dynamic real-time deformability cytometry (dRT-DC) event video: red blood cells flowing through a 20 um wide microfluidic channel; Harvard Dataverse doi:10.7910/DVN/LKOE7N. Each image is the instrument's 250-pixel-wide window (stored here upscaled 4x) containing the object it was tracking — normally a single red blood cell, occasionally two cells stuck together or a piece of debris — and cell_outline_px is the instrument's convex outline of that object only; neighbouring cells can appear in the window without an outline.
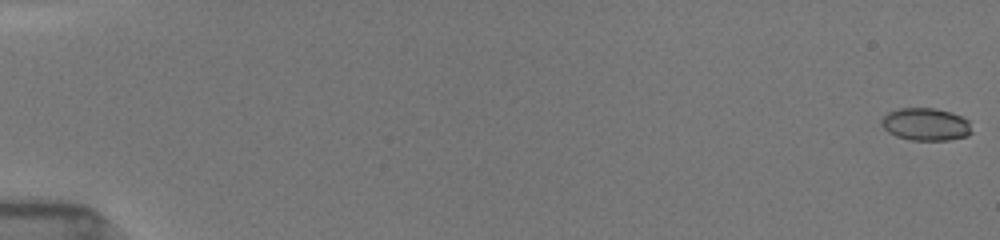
{"species": "common noctule bat (a hibernating species)", "species_latin": "Nyctalus noctula", "temperature_condition": "room temperature", "stored_images_in_passage": 53, "camera_frame_rate_fps": 3000, "um_per_image_px": 0.085, "animal": {"sex": "female", "body_mass_g": 19.5, "forearm_length_mm": 54.1}, "frame": {"image": 1, "passage_image": 1, "time_ms": 0.0, "image_size_px": [1000, 240], "cell_outline_px": [[972, 132], [968, 136], [948, 140], [908, 140], [896, 136], [888, 132], [880, 124], [880, 120], [888, 112], [900, 108], [936, 108], [952, 112], [968, 120]], "centroid_in_image_um": [78.68, 10.57], "position_along_channel_um": 6.3, "area_um2": 17.28}}
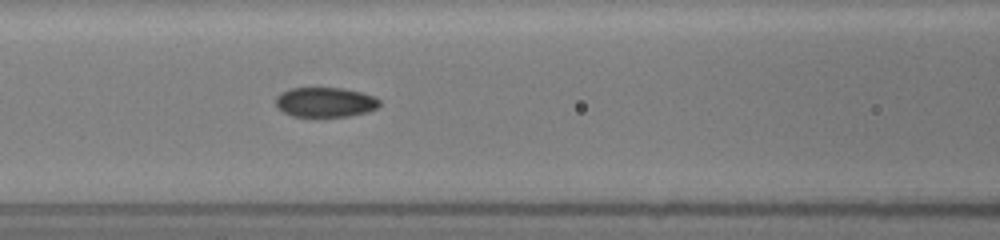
{"frame": {"image": 2, "passage_image": 25, "time_ms": 8.0, "image_size_px": [1000, 240], "cell_outline_px": [[380, 104], [376, 108], [368, 112], [348, 116], [292, 116], [276, 108], [276, 96], [280, 92], [292, 88], [344, 88], [376, 96], [380, 100]], "centroid_in_image_um": [27.64, 8.68], "position_along_channel_um": 139.0, "area_um2": 18.09}}
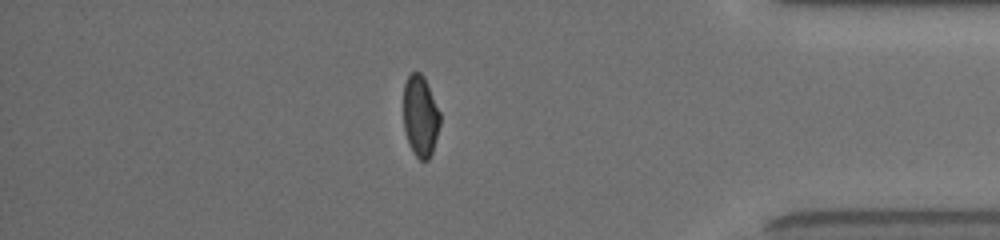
{"frame": {"image": 3, "passage_image": 47, "time_ms": 15.333, "image_size_px": [1000, 240], "cell_outline_px": [[440, 124], [432, 152], [428, 160], [420, 160], [412, 152], [408, 144], [404, 128], [404, 84], [408, 76], [412, 72], [420, 72], [424, 76], [440, 112]], "centroid_in_image_um": [35.73, 9.87], "position_along_channel_um": 399.5, "area_um2": 17.34}}